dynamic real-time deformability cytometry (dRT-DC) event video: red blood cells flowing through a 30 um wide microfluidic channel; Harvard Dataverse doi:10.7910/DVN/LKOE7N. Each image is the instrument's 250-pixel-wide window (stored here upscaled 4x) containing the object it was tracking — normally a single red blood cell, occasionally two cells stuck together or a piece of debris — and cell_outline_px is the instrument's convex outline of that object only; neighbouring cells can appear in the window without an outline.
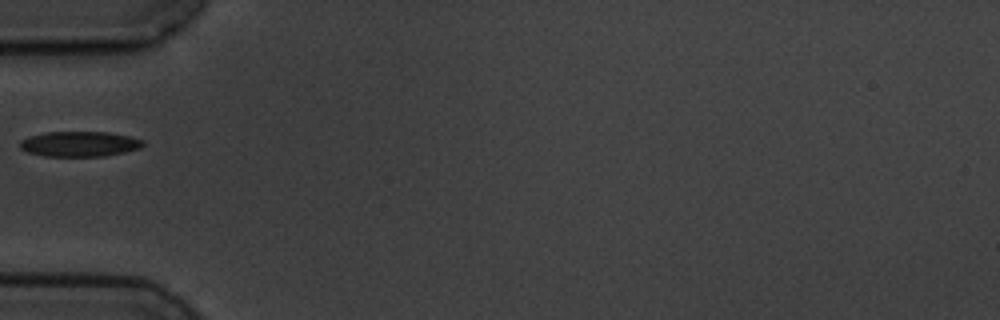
{"species": "common noctule bat (a hibernating species)", "species_latin": "Nyctalus noctula", "temperature_condition": "cold", "stored_images_in_passage": 4, "camera_frame_rate_fps": 3000, "um_per_image_px": 0.085, "animal": {"sex": "male", "body_mass_g": 19.5, "forearm_length_mm": 54.6}, "frame": {"image": 1, "passage_image": 1, "time_ms": 0.0, "image_size_px": [1000, 320], "cell_outline_px": [[144, 144], [140, 148], [124, 152], [104, 156], [44, 156], [28, 152], [20, 148], [20, 140], [28, 136], [44, 132], [108, 132], [128, 136], [144, 140]], "centroid_in_image_um": [6.74, 12.23], "position_along_channel_um": 78.3, "area_um2": 18.09}}
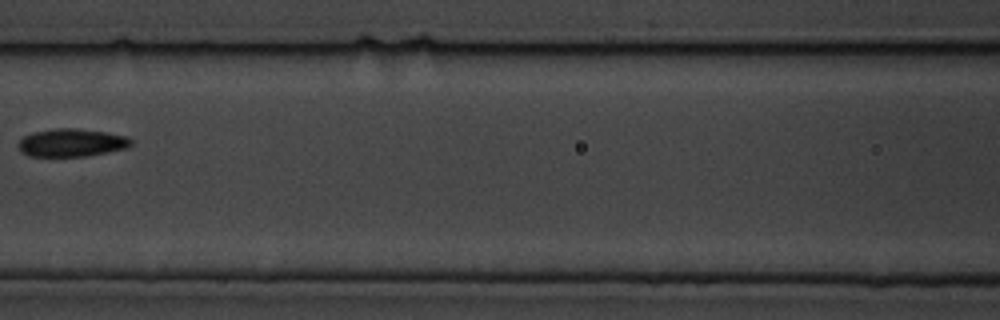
{"frame": {"image": 2, "passage_image": 3, "time_ms": 2.333, "image_size_px": [1000, 320], "cell_outline_px": [[132, 144], [128, 148], [108, 152], [84, 156], [28, 156], [20, 152], [16, 144], [24, 136], [32, 132], [56, 128], [76, 128], [104, 132], [128, 136], [132, 140]], "centroid_in_image_um": [6.06, 12.13], "position_along_channel_um": 160.5, "area_um2": 18.5}}
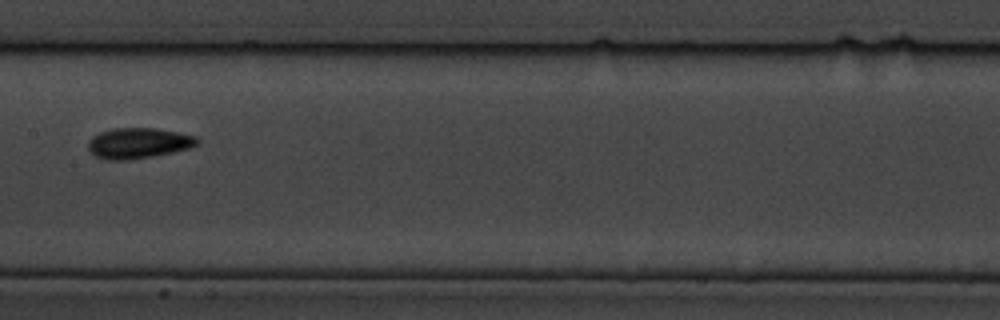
{"frame": {"image": 3, "passage_image": 4, "time_ms": 3.333, "image_size_px": [1000, 320], "cell_outline_px": [[200, 144], [188, 148], [172, 152], [152, 156], [124, 160], [108, 160], [96, 156], [88, 148], [88, 140], [92, 136], [100, 132], [112, 128], [156, 128], [180, 132], [196, 136], [200, 140]], "centroid_in_image_um": [11.78, 12.15], "position_along_channel_um": 195.6, "area_um2": 19.48}}